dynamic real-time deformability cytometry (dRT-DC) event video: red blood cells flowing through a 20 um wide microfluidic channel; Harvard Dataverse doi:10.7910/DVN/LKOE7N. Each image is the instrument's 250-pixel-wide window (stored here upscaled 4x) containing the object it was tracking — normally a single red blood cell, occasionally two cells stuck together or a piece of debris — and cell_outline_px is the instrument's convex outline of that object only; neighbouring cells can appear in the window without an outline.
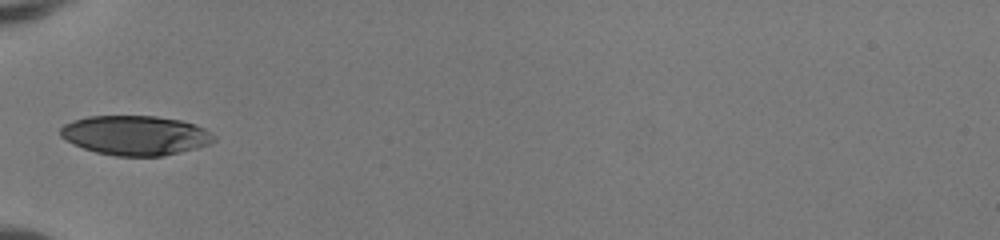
{"species": "human", "species_latin": "Homo sapiens", "temperature_condition": "room temperature", "stored_images_in_passage": 21, "camera_frame_rate_fps": 3000, "um_per_image_px": 0.085, "donor": {"sex": "female"}, "frame": {"image": 1, "passage_image": 1, "time_ms": 0.0, "image_size_px": [1000, 240], "cell_outline_px": [[216, 140], [208, 144], [196, 148], [164, 156], [116, 156], [96, 152], [72, 144], [60, 136], [60, 128], [64, 124], [88, 116], [156, 116], [180, 120], [196, 124], [204, 128], [216, 136]], "centroid_in_image_um": [11.52, 11.5], "position_along_channel_um": 73.5, "area_um2": 35.43}}
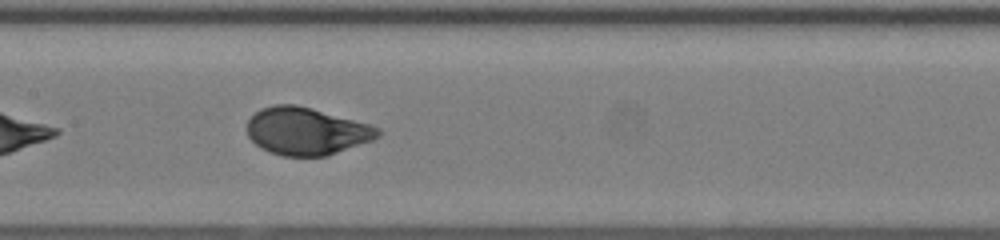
{"frame": {"image": 2, "passage_image": 9, "time_ms": 2.667, "image_size_px": [1000, 240], "cell_outline_px": [[380, 136], [372, 140], [328, 156], [284, 156], [260, 148], [248, 136], [248, 120], [260, 108], [276, 104], [296, 104], [312, 108], [372, 124], [380, 128]], "centroid_in_image_um": [26.08, 11.14], "position_along_channel_um": 181.3, "area_um2": 36.3}}
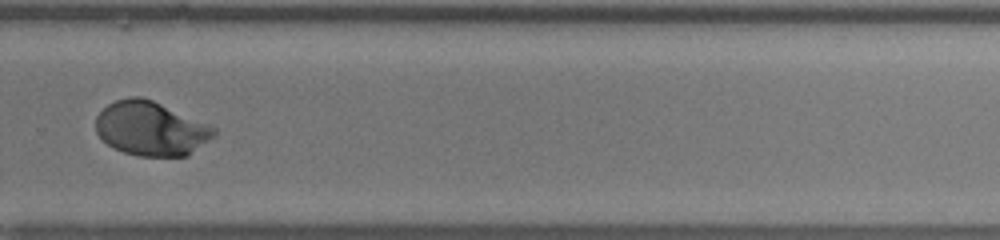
{"frame": {"image": 3, "passage_image": 19, "time_ms": 6.0, "image_size_px": [1000, 240], "cell_outline_px": [[216, 136], [188, 156], [140, 156], [124, 152], [112, 148], [96, 132], [96, 116], [108, 104], [116, 100], [132, 96], [140, 96], [152, 100], [208, 124], [216, 128]], "centroid_in_image_um": [12.84, 10.94], "position_along_channel_um": 317.0, "area_um2": 37.22}}